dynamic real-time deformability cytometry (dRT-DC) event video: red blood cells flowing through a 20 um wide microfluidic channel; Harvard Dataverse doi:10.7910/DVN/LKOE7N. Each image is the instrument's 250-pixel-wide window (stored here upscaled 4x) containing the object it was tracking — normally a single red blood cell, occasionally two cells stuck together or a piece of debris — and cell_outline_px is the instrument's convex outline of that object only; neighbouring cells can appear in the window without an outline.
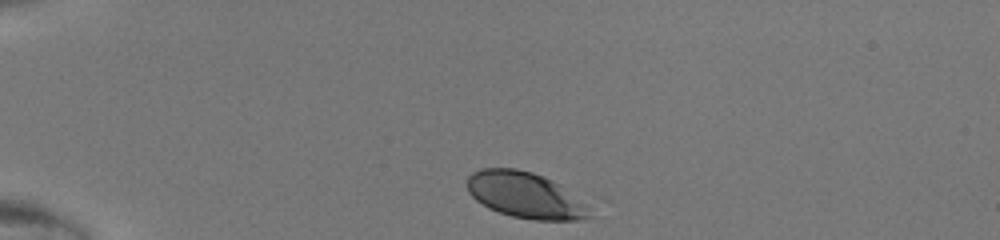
{"species": "human", "species_latin": "Homo sapiens", "temperature_condition": "room temperature", "stored_images_in_passage": 32, "camera_frame_rate_fps": 3000, "um_per_image_px": 0.085, "donor": {"sex": "male"}, "frame": {"image": 1, "passage_image": 1, "time_ms": 0.0, "image_size_px": [1000, 240], "cell_outline_px": [[592, 216], [576, 220], [532, 220], [512, 216], [488, 208], [476, 200], [468, 192], [468, 176], [472, 172], [480, 168], [516, 168], [532, 172], [544, 176], [560, 184], [584, 204]], "centroid_in_image_um": [44.6, 16.57], "position_along_channel_um": 40.4, "area_um2": 32.54}}
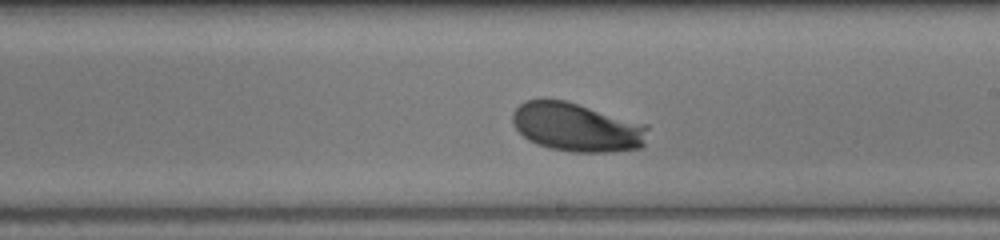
{"frame": {"image": 2, "passage_image": 19, "time_ms": 6.0, "image_size_px": [1000, 240], "cell_outline_px": [[648, 128], [644, 144], [640, 148], [608, 152], [572, 152], [548, 148], [536, 144], [528, 140], [512, 124], [512, 112], [524, 100], [564, 100], [648, 124]], "centroid_in_image_um": [49.02, 10.82], "position_along_channel_um": 240.0, "area_um2": 38.44}}
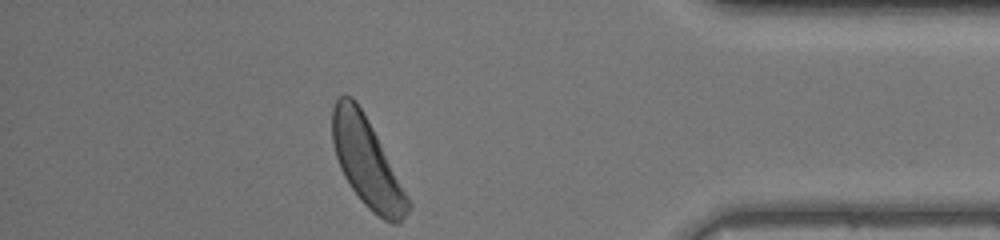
{"frame": {"image": 3, "passage_image": 32, "time_ms": 10.333, "image_size_px": [1000, 240], "cell_outline_px": [[412, 204], [408, 212], [400, 224], [392, 224], [384, 220], [372, 212], [364, 204], [352, 188], [344, 176], [340, 168], [336, 156], [332, 140], [332, 108], [336, 100], [344, 92], [352, 96], [356, 100], [372, 128]], "centroid_in_image_um": [31.17, 13.81], "position_along_channel_um": 404.0, "area_um2": 38.61}}